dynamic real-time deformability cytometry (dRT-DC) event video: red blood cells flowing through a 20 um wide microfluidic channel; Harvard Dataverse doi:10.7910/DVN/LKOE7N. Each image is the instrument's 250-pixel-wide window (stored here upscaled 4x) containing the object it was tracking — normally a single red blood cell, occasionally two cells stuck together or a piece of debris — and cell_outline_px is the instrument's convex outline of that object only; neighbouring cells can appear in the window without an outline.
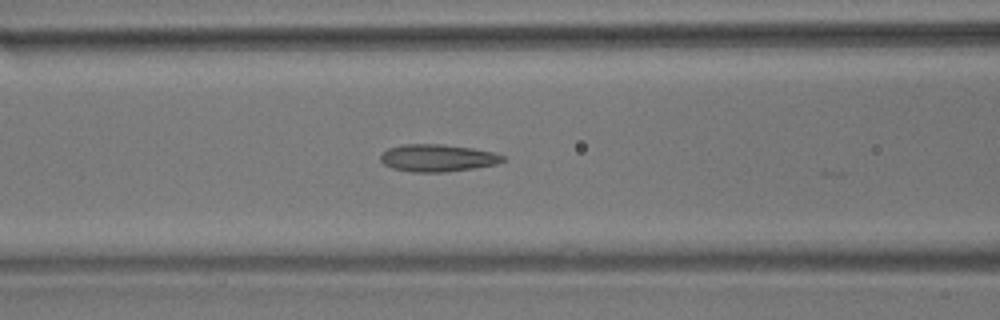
{"species": "common noctule bat (a hibernating species)", "species_latin": "Nyctalus noctula", "temperature_condition": "room temperature", "stored_images_in_passage": 26, "camera_frame_rate_fps": 3000, "um_per_image_px": 0.085, "animal": {"sex": "male", "body_mass_g": 17.9}, "frame": {"image": 1, "passage_image": 22, "time_ms": 7.0, "image_size_px": [1000, 320], "cell_outline_px": [[504, 160], [496, 164], [472, 168], [444, 172], [412, 172], [392, 168], [384, 164], [380, 160], [380, 156], [388, 148], [404, 144], [444, 144], [472, 148], [492, 152], [504, 156]], "centroid_in_image_um": [37.16, 13.42], "position_along_channel_um": 129.4, "area_um2": 19.31}}
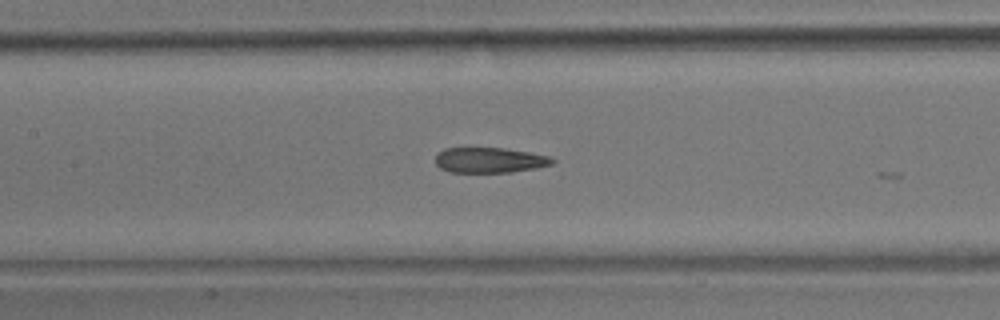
{"frame": {"image": 2, "passage_image": 25, "time_ms": 8.0, "image_size_px": [1000, 320], "cell_outline_px": [[556, 160], [552, 164], [536, 168], [512, 172], [448, 172], [440, 168], [436, 164], [436, 152], [444, 148], [504, 148], [528, 152], [548, 156]], "centroid_in_image_um": [41.58, 13.61], "position_along_channel_um": 165.8, "area_um2": 17.28}}